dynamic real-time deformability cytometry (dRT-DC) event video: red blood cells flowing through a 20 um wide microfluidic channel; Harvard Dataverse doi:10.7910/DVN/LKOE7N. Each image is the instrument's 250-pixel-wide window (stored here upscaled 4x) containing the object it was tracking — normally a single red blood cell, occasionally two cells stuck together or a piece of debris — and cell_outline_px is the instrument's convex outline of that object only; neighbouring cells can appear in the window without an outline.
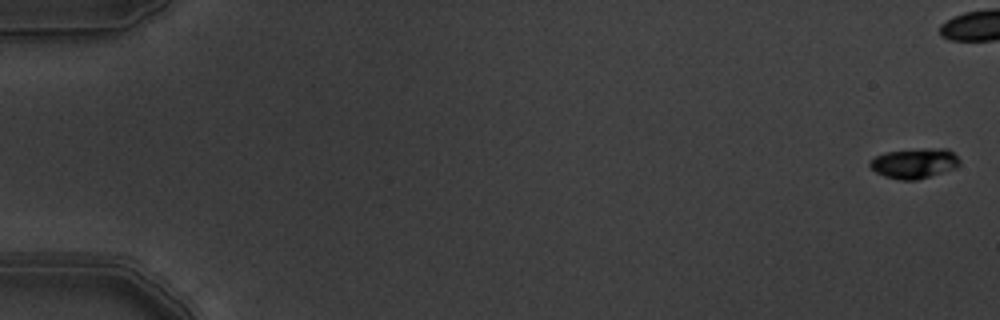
{"species": "common noctule bat (a hibernating species)", "species_latin": "Nyctalus noctula", "temperature_condition": "warm", "stored_images_in_passage": 7, "camera_frame_rate_fps": 3000, "um_per_image_px": 0.085, "animal": {"sex": "male", "body_mass_g": 19.5, "forearm_length_mm": 54.6}, "frame": {"image": 1, "passage_image": 1, "time_ms": 0.0, "image_size_px": [1000, 320], "cell_outline_px": [[960, 164], [956, 168], [916, 180], [900, 180], [884, 176], [876, 172], [868, 164], [876, 156], [884, 152], [920, 148], [948, 148], [960, 160]], "centroid_in_image_um": [77.74, 13.86], "position_along_channel_um": 7.3, "area_um2": 15.78}}